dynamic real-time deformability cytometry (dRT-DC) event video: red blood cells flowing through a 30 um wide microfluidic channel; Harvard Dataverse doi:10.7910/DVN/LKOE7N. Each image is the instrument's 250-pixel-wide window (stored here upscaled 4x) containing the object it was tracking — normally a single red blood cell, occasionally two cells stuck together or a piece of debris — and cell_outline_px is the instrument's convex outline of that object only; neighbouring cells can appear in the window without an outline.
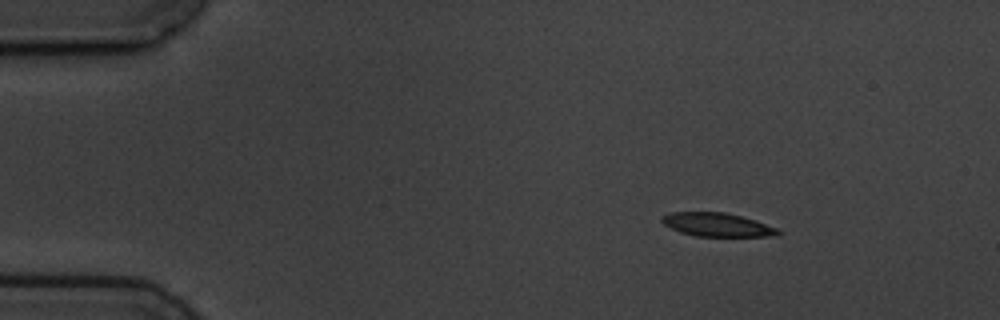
{"species": "common noctule bat (a hibernating species)", "species_latin": "Nyctalus noctula", "temperature_condition": "cold", "stored_images_in_passage": 8, "camera_frame_rate_fps": 3000, "um_per_image_px": 0.085, "animal": {"sex": "male", "body_mass_g": 19.5, "forearm_length_mm": 54.6}, "frame": {"image": 1, "passage_image": 1, "time_ms": 0.0, "image_size_px": [1000, 320], "cell_outline_px": [[784, 232], [776, 236], [696, 236], [680, 232], [664, 224], [660, 220], [664, 216], [672, 212], [724, 212], [756, 220], [776, 228]], "centroid_in_image_um": [60.99, 19.1], "position_along_channel_um": 24.0, "area_um2": 15.84}}
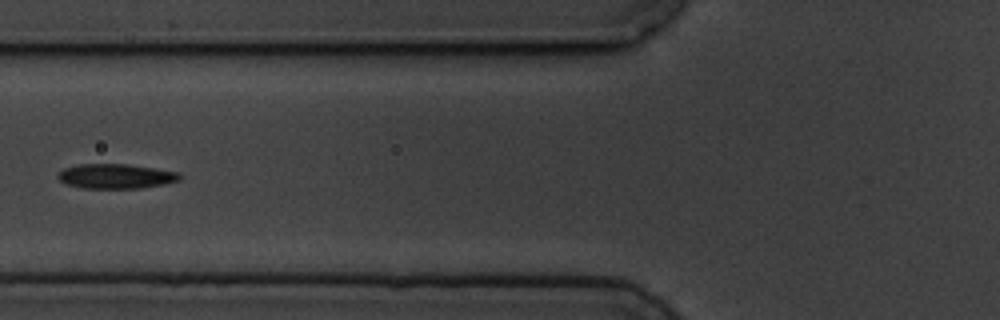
{"frame": {"image": 2, "passage_image": 5, "time_ms": 4.667, "image_size_px": [1000, 320], "cell_outline_px": [[184, 176], [180, 180], [164, 184], [140, 188], [84, 188], [68, 184], [60, 180], [56, 176], [64, 168], [76, 164], [128, 164], [180, 172]], "centroid_in_image_um": [9.89, 14.97], "position_along_channel_um": 115.9, "area_um2": 17.57}}
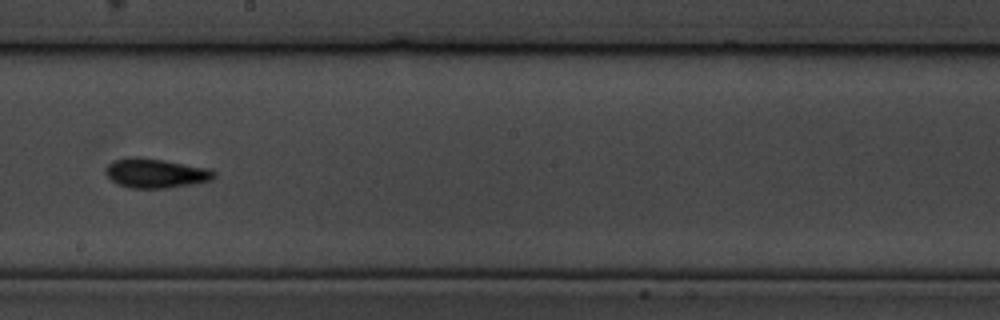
{"frame": {"image": 3, "passage_image": 8, "time_ms": 8.0, "image_size_px": [1000, 320], "cell_outline_px": [[216, 176], [212, 180], [192, 184], [168, 188], [132, 188], [116, 184], [104, 172], [104, 168], [108, 164], [116, 160], [132, 156], [136, 156], [164, 160], [212, 168], [216, 172]], "centroid_in_image_um": [13.26, 14.72], "position_along_channel_um": 234.9, "area_um2": 18.84}}